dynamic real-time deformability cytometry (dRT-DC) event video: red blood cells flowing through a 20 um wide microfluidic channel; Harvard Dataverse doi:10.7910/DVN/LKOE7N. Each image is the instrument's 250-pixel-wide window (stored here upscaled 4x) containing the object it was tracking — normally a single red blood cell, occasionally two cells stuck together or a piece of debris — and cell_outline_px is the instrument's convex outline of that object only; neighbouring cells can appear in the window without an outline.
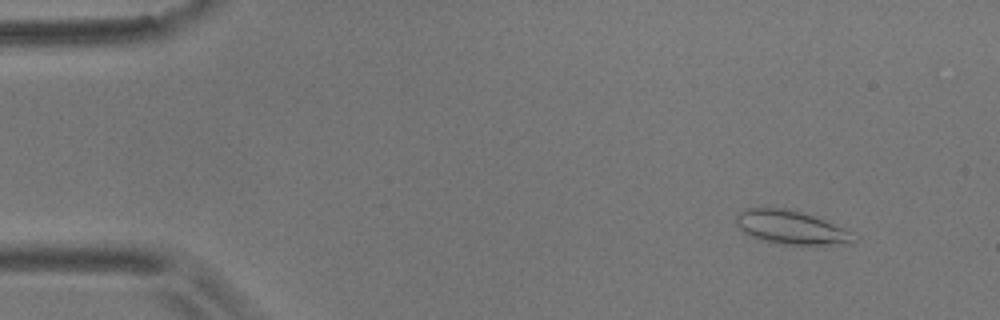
{"species": "common noctule bat (a hibernating species)", "species_latin": "Nyctalus noctula", "temperature_condition": "room temperature", "stored_images_in_passage": 4, "camera_frame_rate_fps": 3000, "um_per_image_px": 0.085, "animal": {"sex": "male", "body_mass_g": 17.9}, "frame": {"image": 1, "passage_image": 1, "time_ms": 0.0, "image_size_px": [1000, 320], "cell_outline_px": [[856, 244], [776, 244], [752, 236], [744, 232], [736, 224], [736, 212], [744, 208], [784, 208], [816, 216], [848, 232], [856, 240]], "centroid_in_image_um": [67.17, 19.32], "position_along_channel_um": 17.8, "area_um2": 22.66}}